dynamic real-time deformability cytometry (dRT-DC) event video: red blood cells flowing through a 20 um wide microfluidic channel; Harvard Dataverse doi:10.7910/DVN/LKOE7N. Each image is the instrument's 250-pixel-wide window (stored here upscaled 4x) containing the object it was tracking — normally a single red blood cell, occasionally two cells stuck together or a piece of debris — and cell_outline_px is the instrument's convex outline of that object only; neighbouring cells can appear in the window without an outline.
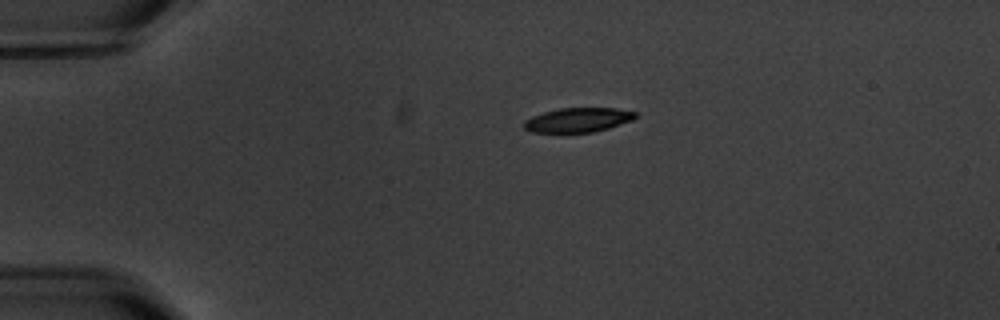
{"species": "common noctule bat (a hibernating species)", "species_latin": "Nyctalus noctula", "temperature_condition": "warm", "stored_images_in_passage": 4, "camera_frame_rate_fps": 3000, "um_per_image_px": 0.085, "animal": {"sex": "male", "body_mass_g": 20.1, "forearm_length_mm": 53.5}, "frame": {"image": 1, "passage_image": 4, "time_ms": 3.667, "image_size_px": [1000, 320], "cell_outline_px": [[636, 116], [632, 120], [608, 128], [592, 132], [532, 132], [524, 128], [524, 120], [532, 116], [544, 112], [560, 108], [616, 108], [636, 112]], "centroid_in_image_um": [49.12, 10.19], "position_along_channel_um": 35.9, "area_um2": 15.66}}